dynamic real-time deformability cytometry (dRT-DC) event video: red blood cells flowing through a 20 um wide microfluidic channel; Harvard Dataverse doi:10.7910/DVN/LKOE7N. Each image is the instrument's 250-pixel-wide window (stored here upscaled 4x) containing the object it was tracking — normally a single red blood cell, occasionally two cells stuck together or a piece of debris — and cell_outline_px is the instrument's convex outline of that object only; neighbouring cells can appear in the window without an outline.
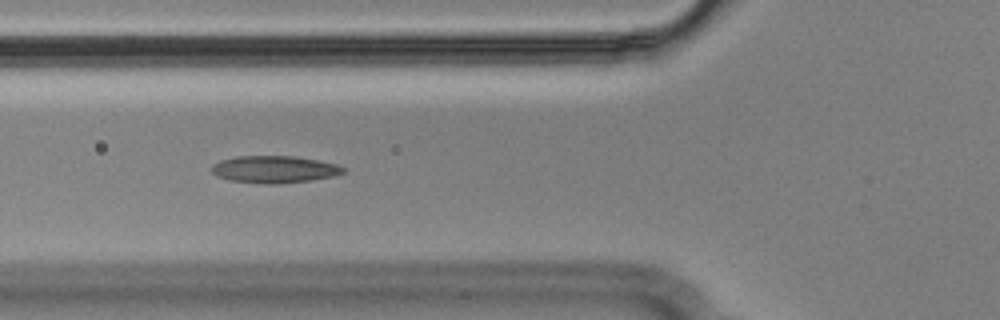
{"species": "Egyptian fruit bat (a non-hibernating species)", "species_latin": "Rousettus aegyptiacus", "temperature_condition": "cold", "stored_images_in_passage": 39, "camera_frame_rate_fps": 3000, "um_per_image_px": 0.085, "animal": {"sex": "male"}, "frame": {"image": 1, "passage_image": 3, "time_ms": 0.667, "image_size_px": [1000, 320], "cell_outline_px": [[344, 172], [336, 176], [312, 180], [276, 184], [268, 184], [232, 180], [216, 176], [212, 172], [212, 164], [220, 160], [236, 156], [296, 156], [336, 164], [344, 168]], "centroid_in_image_um": [23.32, 14.39], "position_along_channel_um": 102.5, "area_um2": 20.75}}
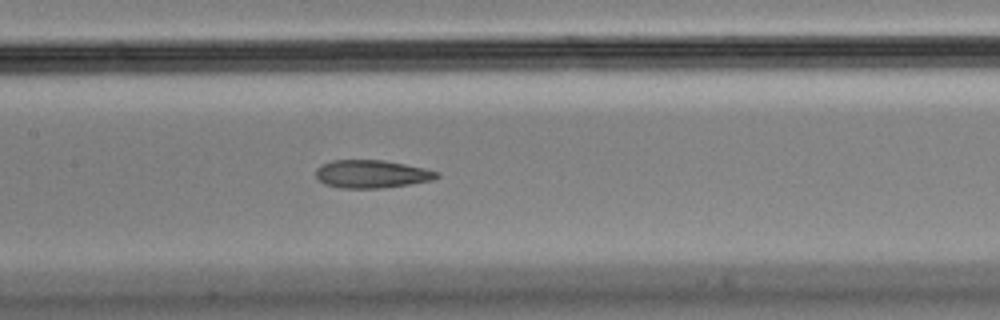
{"frame": {"image": 2, "passage_image": 9, "time_ms": 2.667, "image_size_px": [1000, 320], "cell_outline_px": [[440, 176], [432, 180], [408, 184], [380, 188], [340, 188], [324, 184], [316, 176], [316, 168], [320, 164], [332, 160], [384, 160], [424, 168], [440, 172]], "centroid_in_image_um": [31.57, 14.78], "position_along_channel_um": 175.8, "area_um2": 19.71}}
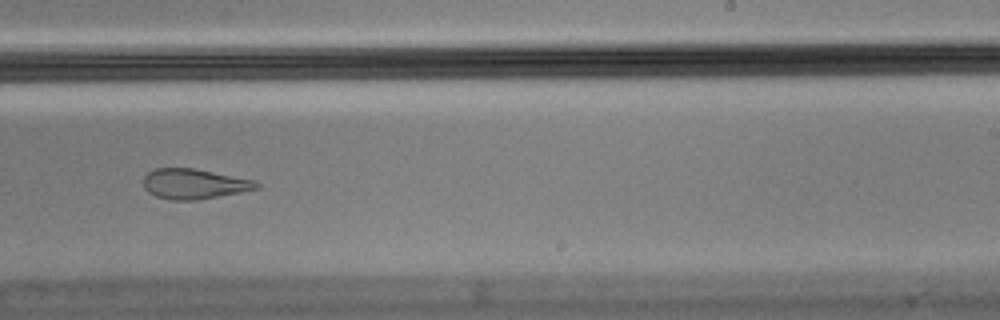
{"frame": {"image": 3, "passage_image": 17, "time_ms": 5.333, "image_size_px": [1000, 320], "cell_outline_px": [[260, 188], [240, 192], [196, 200], [172, 200], [156, 196], [148, 192], [144, 188], [144, 176], [148, 172], [156, 168], [196, 168], [256, 180], [260, 184]], "centroid_in_image_um": [16.52, 15.62], "position_along_channel_um": 272.5, "area_um2": 19.94}}